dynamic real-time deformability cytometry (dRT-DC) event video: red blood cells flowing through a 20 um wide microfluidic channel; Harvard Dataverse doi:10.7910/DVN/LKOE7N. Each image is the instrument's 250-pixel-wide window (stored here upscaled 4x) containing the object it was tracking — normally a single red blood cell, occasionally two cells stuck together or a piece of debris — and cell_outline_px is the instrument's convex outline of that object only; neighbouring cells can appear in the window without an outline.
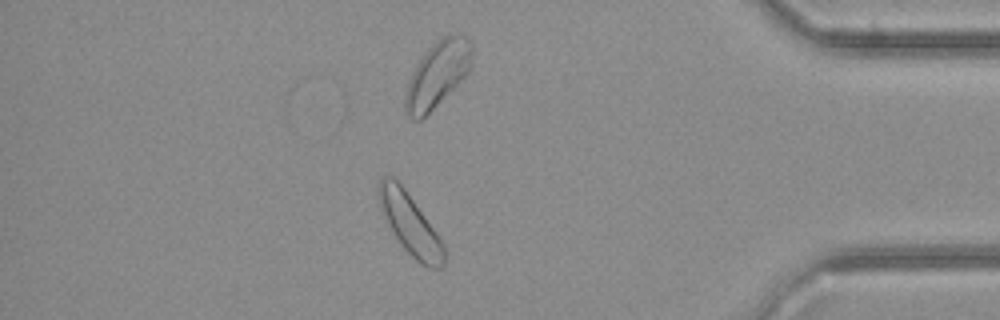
{"species": "common noctule bat (a hibernating species)", "species_latin": "Nyctalus noctula", "temperature_condition": "cold", "stored_images_in_passage": 34, "camera_frame_rate_fps": 3000, "um_per_image_px": 0.085, "animal": {"sex": "female", "body_mass_g": 21.9}, "frame": {"image": 1, "passage_image": 29, "time_ms": 9.333, "image_size_px": [1000, 320], "cell_outline_px": [[444, 268], [428, 268], [420, 264], [400, 244], [388, 224], [380, 208], [376, 192], [376, 188], [380, 176], [392, 176], [404, 188], [436, 232], [444, 244]], "centroid_in_image_um": [34.82, 19.03], "position_along_channel_um": 400.4, "area_um2": 23.0}}